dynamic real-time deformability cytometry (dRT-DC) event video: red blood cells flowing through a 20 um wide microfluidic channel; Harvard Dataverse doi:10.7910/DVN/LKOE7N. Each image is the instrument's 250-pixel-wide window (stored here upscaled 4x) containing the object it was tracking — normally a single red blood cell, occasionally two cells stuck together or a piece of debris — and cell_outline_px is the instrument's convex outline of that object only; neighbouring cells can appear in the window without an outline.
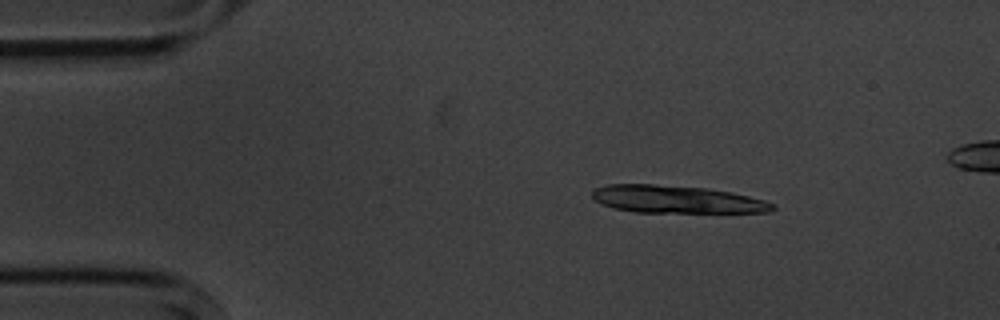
{"species": "common noctule bat (a hibernating species)", "species_latin": "Nyctalus noctula", "temperature_condition": "cold", "stored_images_in_passage": 14, "camera_frame_rate_fps": 3000, "um_per_image_px": 0.085, "animal": {"sex": "male", "body_mass_g": 20.1, "forearm_length_mm": 53.5}, "frame": {"image": 1, "passage_image": 7, "time_ms": 2.0, "image_size_px": [1000, 320], "cell_outline_px": [[776, 208], [772, 212], [636, 212], [616, 208], [600, 204], [592, 196], [592, 192], [596, 188], [608, 184], [652, 184], [708, 188], [732, 192], [764, 200], [776, 204]], "centroid_in_image_um": [57.54, 16.94], "position_along_channel_um": 27.5, "area_um2": 28.96}}